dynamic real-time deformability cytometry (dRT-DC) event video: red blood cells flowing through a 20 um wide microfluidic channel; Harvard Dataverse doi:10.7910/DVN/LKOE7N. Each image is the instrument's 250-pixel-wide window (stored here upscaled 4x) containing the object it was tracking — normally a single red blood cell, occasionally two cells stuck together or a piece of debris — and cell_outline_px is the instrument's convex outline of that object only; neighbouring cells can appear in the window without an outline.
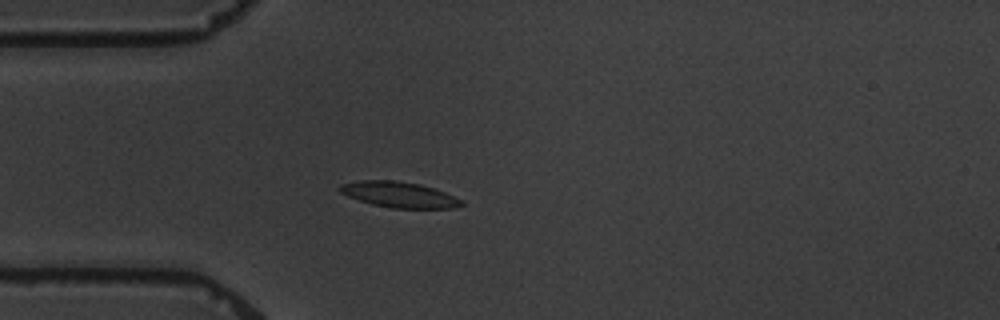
{"species": "common noctule bat (a hibernating species)", "species_latin": "Nyctalus noctula", "temperature_condition": "warm", "stored_images_in_passage": 4, "camera_frame_rate_fps": 3000, "um_per_image_px": 0.085, "animal": {"sex": "male", "body_mass_g": 19.5, "forearm_length_mm": 54.6}, "frame": {"image": 1, "passage_image": 4, "time_ms": 4.333, "image_size_px": [1000, 320], "cell_outline_px": [[464, 204], [452, 208], [392, 208], [372, 204], [348, 196], [340, 192], [336, 188], [340, 184], [360, 180], [396, 180], [420, 184], [444, 192], [464, 200]], "centroid_in_image_um": [33.91, 16.53], "position_along_channel_um": 51.1, "area_um2": 18.21}}